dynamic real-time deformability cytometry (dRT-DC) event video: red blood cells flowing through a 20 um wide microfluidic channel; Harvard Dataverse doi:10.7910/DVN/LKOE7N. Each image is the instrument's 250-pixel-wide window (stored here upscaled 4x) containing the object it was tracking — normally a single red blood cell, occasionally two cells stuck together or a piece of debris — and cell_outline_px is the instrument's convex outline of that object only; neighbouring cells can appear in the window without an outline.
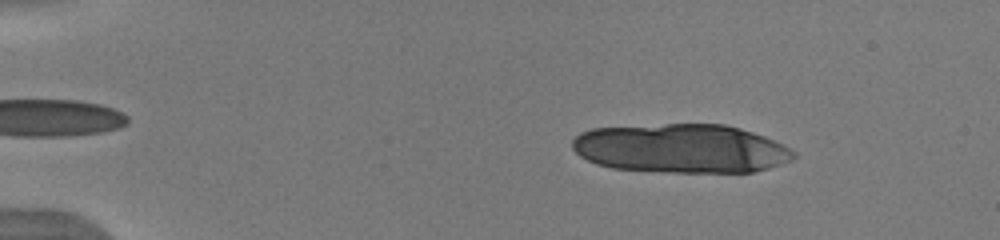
{"species": "human", "species_latin": "Homo sapiens", "temperature_condition": "warm", "stored_images_in_passage": 16, "camera_frame_rate_fps": 3000, "um_per_image_px": 0.085, "donor": {"sex": "male"}, "frame": {"image": 1, "passage_image": 6, "time_ms": 1.667, "image_size_px": [1000, 240], "cell_outline_px": [[796, 156], [792, 160], [768, 168], [752, 172], [668, 172], [612, 168], [596, 164], [580, 156], [572, 148], [572, 140], [580, 132], [592, 128], [664, 124], [724, 124], [740, 128], [764, 136], [796, 152]], "centroid_in_image_um": [57.86, 12.62], "position_along_channel_um": 27.1, "area_um2": 63.12}}